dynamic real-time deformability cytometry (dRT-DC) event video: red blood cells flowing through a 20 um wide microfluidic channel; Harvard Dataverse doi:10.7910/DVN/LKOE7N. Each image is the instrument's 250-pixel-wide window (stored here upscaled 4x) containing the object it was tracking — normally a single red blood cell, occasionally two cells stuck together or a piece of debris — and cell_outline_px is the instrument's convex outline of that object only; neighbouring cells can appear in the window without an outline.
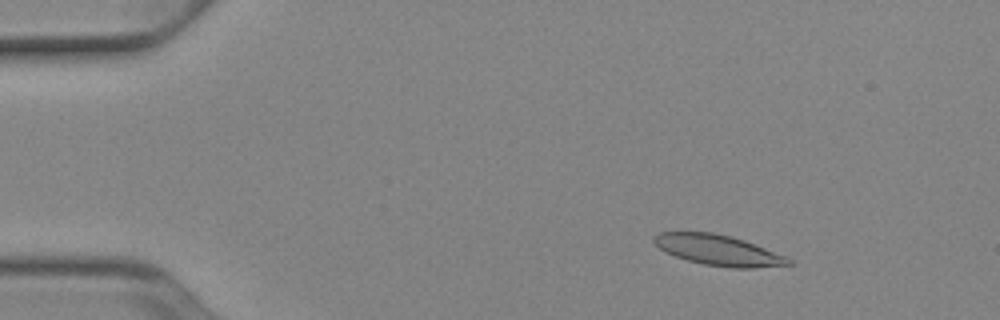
{"species": "Egyptian fruit bat (a non-hibernating species)", "species_latin": "Rousettus aegyptiacus", "temperature_condition": "cold", "stored_images_in_passage": 52, "camera_frame_rate_fps": 3000, "um_per_image_px": 0.085, "animal": {"sex": "female"}, "frame": {"image": 1, "passage_image": 8, "time_ms": 2.333, "image_size_px": [1000, 320], "cell_outline_px": [[792, 264], [752, 268], [728, 268], [704, 264], [688, 260], [676, 256], [660, 248], [652, 240], [652, 236], [660, 232], [712, 232], [732, 236], [744, 240], [788, 256], [792, 260]], "centroid_in_image_um": [61.09, 21.26], "position_along_channel_um": 23.9, "area_um2": 23.93}}
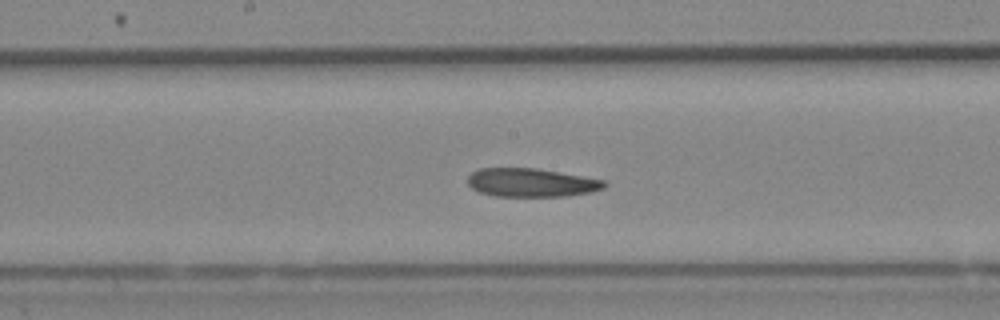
{"frame": {"image": 2, "passage_image": 28, "time_ms": 9.0, "image_size_px": [1000, 320], "cell_outline_px": [[608, 184], [604, 188], [592, 192], [568, 196], [496, 196], [480, 192], [472, 188], [468, 184], [468, 176], [472, 172], [480, 168], [536, 168], [608, 180]], "centroid_in_image_um": [45.22, 15.52], "position_along_channel_um": 203.0, "area_um2": 22.89}}
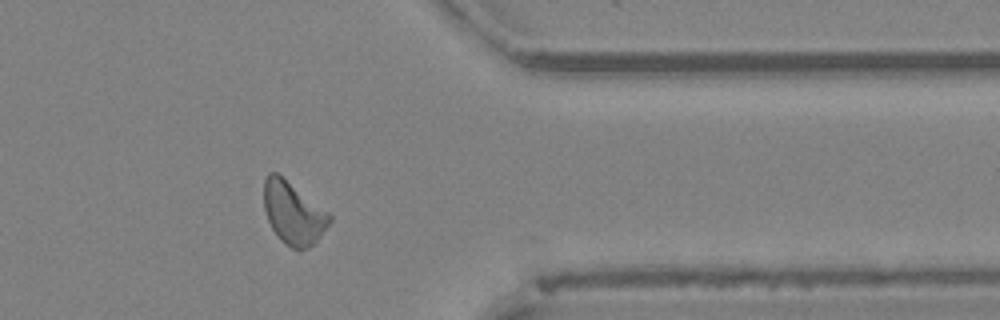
{"frame": {"image": 3, "passage_image": 43, "time_ms": 14.0, "image_size_px": [1000, 320], "cell_outline_px": [[332, 220], [320, 236], [308, 248], [300, 252], [292, 248], [280, 240], [272, 228], [268, 220], [264, 208], [264, 180], [268, 172], [276, 172], [328, 212], [332, 216]], "centroid_in_image_um": [24.92, 18.13], "position_along_channel_um": 386.5, "area_um2": 23.64}}